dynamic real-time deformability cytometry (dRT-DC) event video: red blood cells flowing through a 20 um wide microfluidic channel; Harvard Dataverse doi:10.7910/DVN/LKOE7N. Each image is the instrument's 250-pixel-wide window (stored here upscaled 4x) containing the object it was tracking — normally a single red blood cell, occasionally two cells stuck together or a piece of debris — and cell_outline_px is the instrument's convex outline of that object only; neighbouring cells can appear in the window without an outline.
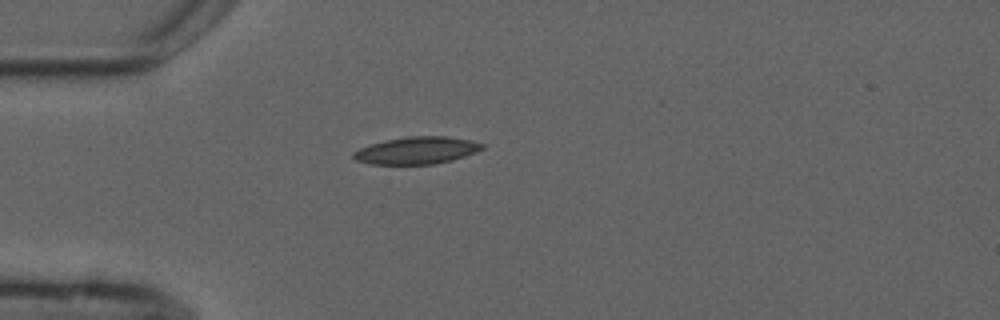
{"species": "common noctule bat (a hibernating species)", "species_latin": "Nyctalus noctula", "temperature_condition": "cold", "stored_images_in_passage": 2, "camera_frame_rate_fps": 3000, "um_per_image_px": 0.085, "animal": {"sex": "male", "forearm_length_mm": 52.5}, "frame": {"image": 1, "passage_image": 2, "time_ms": 1.0, "image_size_px": [1000, 320], "cell_outline_px": [[484, 148], [476, 152], [452, 160], [436, 164], [368, 164], [356, 160], [352, 156], [352, 152], [360, 148], [384, 140], [408, 136], [448, 136], [472, 140], [484, 144]], "centroid_in_image_um": [35.43, 12.78], "position_along_channel_um": 49.6, "area_um2": 20.52}}